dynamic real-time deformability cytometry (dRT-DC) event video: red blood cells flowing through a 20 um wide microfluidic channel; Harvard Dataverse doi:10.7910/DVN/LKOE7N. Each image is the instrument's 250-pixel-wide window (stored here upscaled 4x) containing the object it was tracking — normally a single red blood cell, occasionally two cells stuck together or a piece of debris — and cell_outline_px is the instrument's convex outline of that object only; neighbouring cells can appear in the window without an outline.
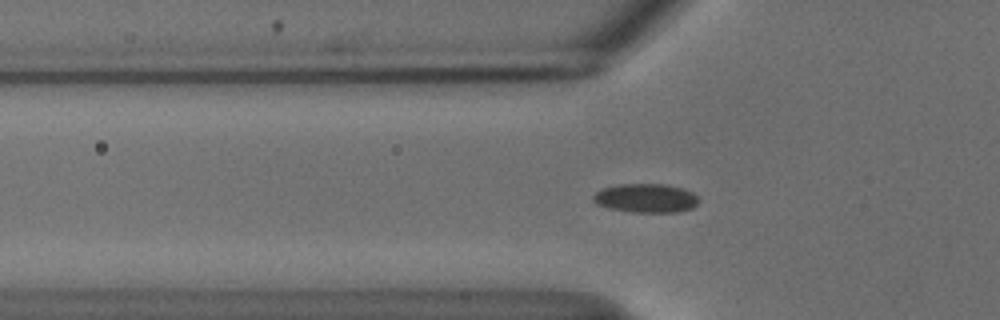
{"species": "common noctule bat (a hibernating species)", "species_latin": "Nyctalus noctula", "temperature_condition": "cold", "stored_images_in_passage": 46, "camera_frame_rate_fps": 3000, "um_per_image_px": 0.085, "animal": {"sex": "male", "body_mass_g": 18.8}, "frame": {"image": 1, "passage_image": 9, "time_ms": 2.667, "image_size_px": [1000, 320], "cell_outline_px": [[700, 200], [692, 208], [680, 212], [632, 212], [608, 208], [596, 204], [592, 200], [592, 196], [600, 188], [620, 184], [664, 184], [684, 188], [692, 192]], "centroid_in_image_um": [54.88, 16.84], "position_along_channel_um": 70.9, "area_um2": 17.98}}
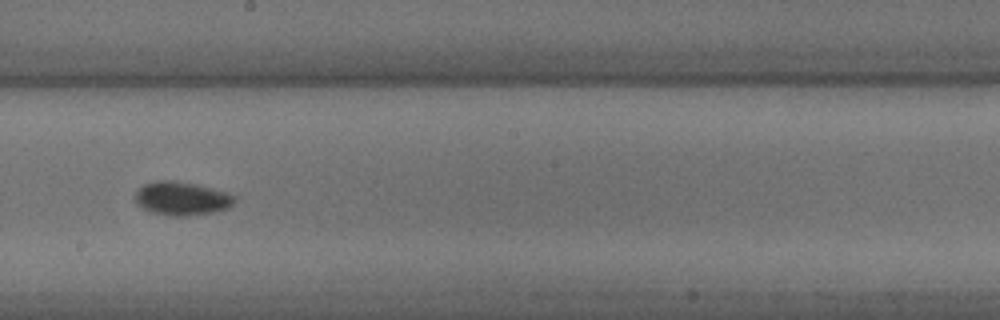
{"frame": {"image": 2, "passage_image": 22, "time_ms": 7.0, "image_size_px": [1000, 320], "cell_outline_px": [[236, 200], [228, 208], [216, 212], [188, 216], [168, 216], [152, 212], [136, 204], [136, 192], [144, 184], [156, 180], [168, 180], [196, 184], [228, 192], [236, 196]], "centroid_in_image_um": [15.48, 16.88], "position_along_channel_um": 232.7, "area_um2": 19.54}}
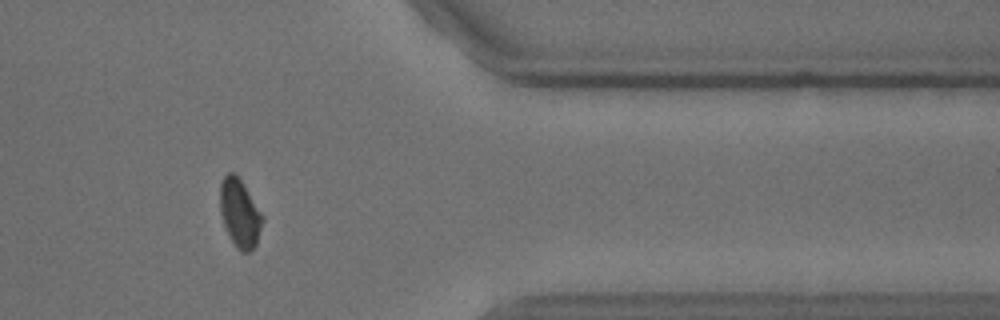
{"frame": {"image": 3, "passage_image": 36, "time_ms": 11.667, "image_size_px": [1000, 320], "cell_outline_px": [[264, 220], [256, 244], [248, 252], [240, 252], [236, 248], [224, 224], [220, 212], [220, 184], [224, 176], [228, 172], [236, 172], [264, 216]], "centroid_in_image_um": [20.39, 18.09], "position_along_channel_um": 391.0, "area_um2": 16.88}, "authors_computed_cell_mechanics": {"area_um2": 17.4267, "velocity_mm_per_s": 3.7293, "shape_relaxation_time_tau1_ms": 3.741, "shape_relaxation_time_tau2_ms": 4.2839, "deformation_change_tau1": 0.0801, "deformation_change_tau2": 0.0673}}